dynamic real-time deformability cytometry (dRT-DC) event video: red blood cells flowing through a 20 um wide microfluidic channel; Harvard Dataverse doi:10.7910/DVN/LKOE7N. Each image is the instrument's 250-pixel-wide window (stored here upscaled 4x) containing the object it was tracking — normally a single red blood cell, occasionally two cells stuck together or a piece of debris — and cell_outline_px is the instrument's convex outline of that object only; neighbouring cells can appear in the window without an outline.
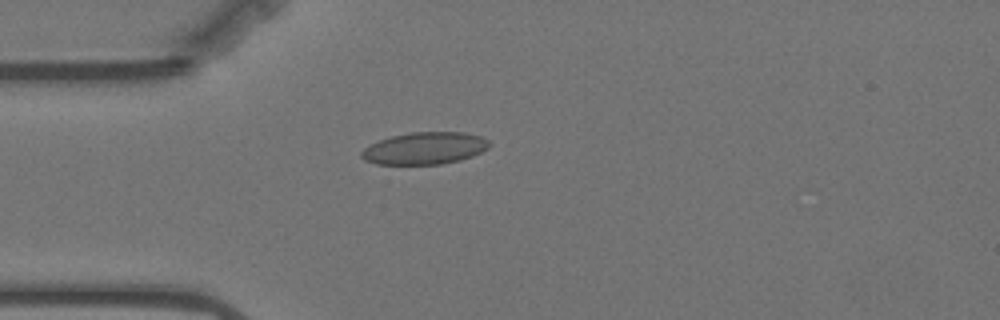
{"species": "Egyptian fruit bat (a non-hibernating species)", "species_latin": "Rousettus aegyptiacus", "temperature_condition": "warm", "stored_images_in_passage": 58, "camera_frame_rate_fps": 3000, "um_per_image_px": 0.085, "animal": {"sex": "female"}, "frame": {"image": 1, "passage_image": 15, "time_ms": 4.667, "image_size_px": [1000, 320], "cell_outline_px": [[492, 144], [488, 148], [472, 156], [460, 160], [440, 164], [376, 164], [364, 160], [360, 156], [360, 152], [364, 148], [380, 140], [392, 136], [412, 132], [464, 132], [480, 136], [488, 140]], "centroid_in_image_um": [36.11, 12.6], "position_along_channel_um": 48.9, "area_um2": 23.87}}
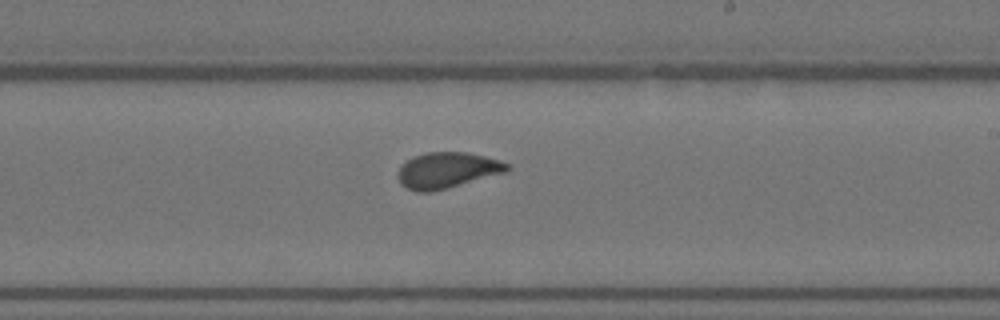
{"frame": {"image": 2, "passage_image": 33, "time_ms": 10.667, "image_size_px": [1000, 320], "cell_outline_px": [[512, 168], [508, 172], [432, 192], [416, 192], [400, 184], [396, 176], [400, 168], [408, 160], [416, 156], [428, 152], [468, 152], [500, 160], [512, 164]], "centroid_in_image_um": [38.07, 14.48], "position_along_channel_um": 250.9, "area_um2": 23.0}}
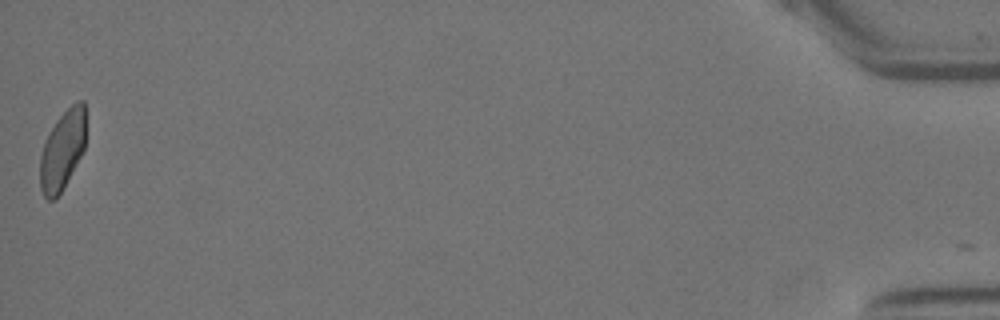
{"frame": {"image": 3, "passage_image": 57, "time_ms": 18.667, "image_size_px": [1000, 320], "cell_outline_px": [[84, 148], [80, 156], [56, 200], [48, 200], [44, 196], [40, 188], [40, 156], [44, 140], [56, 120], [76, 100], [84, 100]], "centroid_in_image_um": [5.27, 12.77], "position_along_channel_um": 429.9, "area_um2": 20.87}, "authors_computed_cell_mechanics": {"area_um2": 22.9755, "velocity_mm_per_s": 3.5171, "shape_relaxation_time_tau1_ms": 6.7596, "shape_relaxation_time_tau2_ms": 0.623, "deformation_change_tau1": 0.1285, "deformation_change_tau2": 0.0503}}